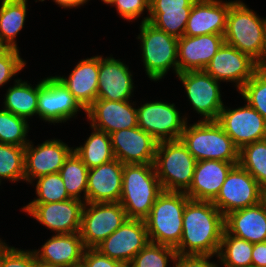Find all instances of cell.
<instances>
[{
	"mask_svg": "<svg viewBox=\"0 0 266 267\" xmlns=\"http://www.w3.org/2000/svg\"><path fill=\"white\" fill-rule=\"evenodd\" d=\"M27 0H2L0 5V48L18 49L15 41L24 27Z\"/></svg>",
	"mask_w": 266,
	"mask_h": 267,
	"instance_id": "f1b7e54d",
	"label": "cell"
},
{
	"mask_svg": "<svg viewBox=\"0 0 266 267\" xmlns=\"http://www.w3.org/2000/svg\"><path fill=\"white\" fill-rule=\"evenodd\" d=\"M114 157L123 164H154L158 141L140 127L110 134Z\"/></svg>",
	"mask_w": 266,
	"mask_h": 267,
	"instance_id": "e0dca14e",
	"label": "cell"
},
{
	"mask_svg": "<svg viewBox=\"0 0 266 267\" xmlns=\"http://www.w3.org/2000/svg\"><path fill=\"white\" fill-rule=\"evenodd\" d=\"M238 163L201 160L196 163L193 179L185 194L191 200L213 201L231 168Z\"/></svg>",
	"mask_w": 266,
	"mask_h": 267,
	"instance_id": "d4e9b609",
	"label": "cell"
},
{
	"mask_svg": "<svg viewBox=\"0 0 266 267\" xmlns=\"http://www.w3.org/2000/svg\"><path fill=\"white\" fill-rule=\"evenodd\" d=\"M234 2H227V0L225 2H222V0H197L191 9L184 35H224L227 14Z\"/></svg>",
	"mask_w": 266,
	"mask_h": 267,
	"instance_id": "7402d4cb",
	"label": "cell"
},
{
	"mask_svg": "<svg viewBox=\"0 0 266 267\" xmlns=\"http://www.w3.org/2000/svg\"><path fill=\"white\" fill-rule=\"evenodd\" d=\"M253 243L224 230L217 258L223 267H252Z\"/></svg>",
	"mask_w": 266,
	"mask_h": 267,
	"instance_id": "d6a6232c",
	"label": "cell"
},
{
	"mask_svg": "<svg viewBox=\"0 0 266 267\" xmlns=\"http://www.w3.org/2000/svg\"><path fill=\"white\" fill-rule=\"evenodd\" d=\"M85 247L79 232L55 234L38 250H33L37 261L62 267L81 264Z\"/></svg>",
	"mask_w": 266,
	"mask_h": 267,
	"instance_id": "484cf974",
	"label": "cell"
},
{
	"mask_svg": "<svg viewBox=\"0 0 266 267\" xmlns=\"http://www.w3.org/2000/svg\"><path fill=\"white\" fill-rule=\"evenodd\" d=\"M45 1V0H39ZM56 4H58L62 8H74L79 7L80 5H84L89 0H53Z\"/></svg>",
	"mask_w": 266,
	"mask_h": 267,
	"instance_id": "bcb514c9",
	"label": "cell"
},
{
	"mask_svg": "<svg viewBox=\"0 0 266 267\" xmlns=\"http://www.w3.org/2000/svg\"><path fill=\"white\" fill-rule=\"evenodd\" d=\"M0 267H37V258L33 250L10 247L3 242L0 246Z\"/></svg>",
	"mask_w": 266,
	"mask_h": 267,
	"instance_id": "ab89813d",
	"label": "cell"
},
{
	"mask_svg": "<svg viewBox=\"0 0 266 267\" xmlns=\"http://www.w3.org/2000/svg\"><path fill=\"white\" fill-rule=\"evenodd\" d=\"M216 122L239 149L266 139V120L248 103L232 110L224 105Z\"/></svg>",
	"mask_w": 266,
	"mask_h": 267,
	"instance_id": "9a60e30c",
	"label": "cell"
},
{
	"mask_svg": "<svg viewBox=\"0 0 266 267\" xmlns=\"http://www.w3.org/2000/svg\"><path fill=\"white\" fill-rule=\"evenodd\" d=\"M257 67L259 70L266 71V36H265L264 49L262 51L260 60L257 62Z\"/></svg>",
	"mask_w": 266,
	"mask_h": 267,
	"instance_id": "7dc6e473",
	"label": "cell"
},
{
	"mask_svg": "<svg viewBox=\"0 0 266 267\" xmlns=\"http://www.w3.org/2000/svg\"><path fill=\"white\" fill-rule=\"evenodd\" d=\"M37 267H62V266L49 265V264L37 261Z\"/></svg>",
	"mask_w": 266,
	"mask_h": 267,
	"instance_id": "681fc988",
	"label": "cell"
},
{
	"mask_svg": "<svg viewBox=\"0 0 266 267\" xmlns=\"http://www.w3.org/2000/svg\"><path fill=\"white\" fill-rule=\"evenodd\" d=\"M72 267H84L82 264L76 265V266H72Z\"/></svg>",
	"mask_w": 266,
	"mask_h": 267,
	"instance_id": "f5cc1de1",
	"label": "cell"
},
{
	"mask_svg": "<svg viewBox=\"0 0 266 267\" xmlns=\"http://www.w3.org/2000/svg\"><path fill=\"white\" fill-rule=\"evenodd\" d=\"M260 203L266 210V186L260 188Z\"/></svg>",
	"mask_w": 266,
	"mask_h": 267,
	"instance_id": "c3c4849f",
	"label": "cell"
},
{
	"mask_svg": "<svg viewBox=\"0 0 266 267\" xmlns=\"http://www.w3.org/2000/svg\"><path fill=\"white\" fill-rule=\"evenodd\" d=\"M88 172V167L82 162L74 150L65 159L63 166L59 170L68 195L71 198L81 200V194L84 192L82 199H84L83 201L85 203Z\"/></svg>",
	"mask_w": 266,
	"mask_h": 267,
	"instance_id": "1f68e13d",
	"label": "cell"
},
{
	"mask_svg": "<svg viewBox=\"0 0 266 267\" xmlns=\"http://www.w3.org/2000/svg\"><path fill=\"white\" fill-rule=\"evenodd\" d=\"M238 164L256 179L260 187L266 186V139L241 147Z\"/></svg>",
	"mask_w": 266,
	"mask_h": 267,
	"instance_id": "836d02e7",
	"label": "cell"
},
{
	"mask_svg": "<svg viewBox=\"0 0 266 267\" xmlns=\"http://www.w3.org/2000/svg\"><path fill=\"white\" fill-rule=\"evenodd\" d=\"M129 70V66L119 59L99 56L97 99L130 100L135 86Z\"/></svg>",
	"mask_w": 266,
	"mask_h": 267,
	"instance_id": "ffe728a7",
	"label": "cell"
},
{
	"mask_svg": "<svg viewBox=\"0 0 266 267\" xmlns=\"http://www.w3.org/2000/svg\"><path fill=\"white\" fill-rule=\"evenodd\" d=\"M150 0H113L110 6L115 5L120 16L128 21L136 20L144 12H149Z\"/></svg>",
	"mask_w": 266,
	"mask_h": 267,
	"instance_id": "b9f144b4",
	"label": "cell"
},
{
	"mask_svg": "<svg viewBox=\"0 0 266 267\" xmlns=\"http://www.w3.org/2000/svg\"><path fill=\"white\" fill-rule=\"evenodd\" d=\"M25 65L18 49L0 48V86L10 81Z\"/></svg>",
	"mask_w": 266,
	"mask_h": 267,
	"instance_id": "60d3db41",
	"label": "cell"
},
{
	"mask_svg": "<svg viewBox=\"0 0 266 267\" xmlns=\"http://www.w3.org/2000/svg\"><path fill=\"white\" fill-rule=\"evenodd\" d=\"M14 81V86L8 88L5 94L3 109L27 120L37 115L38 84L32 87L27 81Z\"/></svg>",
	"mask_w": 266,
	"mask_h": 267,
	"instance_id": "f546056e",
	"label": "cell"
},
{
	"mask_svg": "<svg viewBox=\"0 0 266 267\" xmlns=\"http://www.w3.org/2000/svg\"><path fill=\"white\" fill-rule=\"evenodd\" d=\"M119 267H131L130 264H121Z\"/></svg>",
	"mask_w": 266,
	"mask_h": 267,
	"instance_id": "816d5d0a",
	"label": "cell"
},
{
	"mask_svg": "<svg viewBox=\"0 0 266 267\" xmlns=\"http://www.w3.org/2000/svg\"><path fill=\"white\" fill-rule=\"evenodd\" d=\"M184 85L193 109L203 116L202 121H216L224 107L220 82L205 70H190L176 75Z\"/></svg>",
	"mask_w": 266,
	"mask_h": 267,
	"instance_id": "9c48e42d",
	"label": "cell"
},
{
	"mask_svg": "<svg viewBox=\"0 0 266 267\" xmlns=\"http://www.w3.org/2000/svg\"><path fill=\"white\" fill-rule=\"evenodd\" d=\"M101 1H103L105 4H111L112 2H113V0H101Z\"/></svg>",
	"mask_w": 266,
	"mask_h": 267,
	"instance_id": "f907efd6",
	"label": "cell"
},
{
	"mask_svg": "<svg viewBox=\"0 0 266 267\" xmlns=\"http://www.w3.org/2000/svg\"><path fill=\"white\" fill-rule=\"evenodd\" d=\"M127 219L119 202L84 203L79 234L85 248H96Z\"/></svg>",
	"mask_w": 266,
	"mask_h": 267,
	"instance_id": "ba28073f",
	"label": "cell"
},
{
	"mask_svg": "<svg viewBox=\"0 0 266 267\" xmlns=\"http://www.w3.org/2000/svg\"><path fill=\"white\" fill-rule=\"evenodd\" d=\"M190 198L185 192L163 191L144 219L150 242L176 248L183 233V213Z\"/></svg>",
	"mask_w": 266,
	"mask_h": 267,
	"instance_id": "3957f363",
	"label": "cell"
},
{
	"mask_svg": "<svg viewBox=\"0 0 266 267\" xmlns=\"http://www.w3.org/2000/svg\"><path fill=\"white\" fill-rule=\"evenodd\" d=\"M260 185L256 179L239 164L234 165L212 203L219 211L227 214L258 204Z\"/></svg>",
	"mask_w": 266,
	"mask_h": 267,
	"instance_id": "7c38bea8",
	"label": "cell"
},
{
	"mask_svg": "<svg viewBox=\"0 0 266 267\" xmlns=\"http://www.w3.org/2000/svg\"><path fill=\"white\" fill-rule=\"evenodd\" d=\"M91 129H93V132L85 143L79 147L73 148L88 169L115 159L110 135L94 127H91Z\"/></svg>",
	"mask_w": 266,
	"mask_h": 267,
	"instance_id": "4dcf8cb0",
	"label": "cell"
},
{
	"mask_svg": "<svg viewBox=\"0 0 266 267\" xmlns=\"http://www.w3.org/2000/svg\"><path fill=\"white\" fill-rule=\"evenodd\" d=\"M176 256L174 247L149 242L135 255L130 265L131 267H167L169 259L174 262Z\"/></svg>",
	"mask_w": 266,
	"mask_h": 267,
	"instance_id": "8d00e7d4",
	"label": "cell"
},
{
	"mask_svg": "<svg viewBox=\"0 0 266 267\" xmlns=\"http://www.w3.org/2000/svg\"><path fill=\"white\" fill-rule=\"evenodd\" d=\"M162 192L154 164H124L119 203L127 218L144 220Z\"/></svg>",
	"mask_w": 266,
	"mask_h": 267,
	"instance_id": "7a4b0ae2",
	"label": "cell"
},
{
	"mask_svg": "<svg viewBox=\"0 0 266 267\" xmlns=\"http://www.w3.org/2000/svg\"><path fill=\"white\" fill-rule=\"evenodd\" d=\"M124 164L113 159L89 169L86 203L119 202Z\"/></svg>",
	"mask_w": 266,
	"mask_h": 267,
	"instance_id": "44dd1931",
	"label": "cell"
},
{
	"mask_svg": "<svg viewBox=\"0 0 266 267\" xmlns=\"http://www.w3.org/2000/svg\"><path fill=\"white\" fill-rule=\"evenodd\" d=\"M204 70L217 81L234 82L239 91L259 69L249 55L224 42Z\"/></svg>",
	"mask_w": 266,
	"mask_h": 267,
	"instance_id": "2e32d148",
	"label": "cell"
},
{
	"mask_svg": "<svg viewBox=\"0 0 266 267\" xmlns=\"http://www.w3.org/2000/svg\"><path fill=\"white\" fill-rule=\"evenodd\" d=\"M181 141L198 161L219 160L238 163L239 148L216 121L185 125Z\"/></svg>",
	"mask_w": 266,
	"mask_h": 267,
	"instance_id": "277c9868",
	"label": "cell"
},
{
	"mask_svg": "<svg viewBox=\"0 0 266 267\" xmlns=\"http://www.w3.org/2000/svg\"><path fill=\"white\" fill-rule=\"evenodd\" d=\"M79 110L86 113L56 75L38 82L37 115L40 119L49 123H62L75 117Z\"/></svg>",
	"mask_w": 266,
	"mask_h": 267,
	"instance_id": "30bf717a",
	"label": "cell"
},
{
	"mask_svg": "<svg viewBox=\"0 0 266 267\" xmlns=\"http://www.w3.org/2000/svg\"><path fill=\"white\" fill-rule=\"evenodd\" d=\"M125 101H109L96 99L86 110V115L95 129L111 134L122 129L138 126L137 109Z\"/></svg>",
	"mask_w": 266,
	"mask_h": 267,
	"instance_id": "d6986e66",
	"label": "cell"
},
{
	"mask_svg": "<svg viewBox=\"0 0 266 267\" xmlns=\"http://www.w3.org/2000/svg\"><path fill=\"white\" fill-rule=\"evenodd\" d=\"M196 163L181 139L158 142L154 168L163 191L185 192L191 185Z\"/></svg>",
	"mask_w": 266,
	"mask_h": 267,
	"instance_id": "8992f818",
	"label": "cell"
},
{
	"mask_svg": "<svg viewBox=\"0 0 266 267\" xmlns=\"http://www.w3.org/2000/svg\"><path fill=\"white\" fill-rule=\"evenodd\" d=\"M239 93L266 120V71L258 70Z\"/></svg>",
	"mask_w": 266,
	"mask_h": 267,
	"instance_id": "f35d334b",
	"label": "cell"
},
{
	"mask_svg": "<svg viewBox=\"0 0 266 267\" xmlns=\"http://www.w3.org/2000/svg\"><path fill=\"white\" fill-rule=\"evenodd\" d=\"M84 203L75 198L61 202L28 203L22 211L56 234H71L80 231Z\"/></svg>",
	"mask_w": 266,
	"mask_h": 267,
	"instance_id": "4fadbf2b",
	"label": "cell"
},
{
	"mask_svg": "<svg viewBox=\"0 0 266 267\" xmlns=\"http://www.w3.org/2000/svg\"><path fill=\"white\" fill-rule=\"evenodd\" d=\"M225 230V216L212 201L189 200L183 213V233L177 255L217 256Z\"/></svg>",
	"mask_w": 266,
	"mask_h": 267,
	"instance_id": "6da1fadb",
	"label": "cell"
},
{
	"mask_svg": "<svg viewBox=\"0 0 266 267\" xmlns=\"http://www.w3.org/2000/svg\"><path fill=\"white\" fill-rule=\"evenodd\" d=\"M213 255H177L173 267H219L218 264L210 262ZM209 259V260H208Z\"/></svg>",
	"mask_w": 266,
	"mask_h": 267,
	"instance_id": "ee69618b",
	"label": "cell"
},
{
	"mask_svg": "<svg viewBox=\"0 0 266 267\" xmlns=\"http://www.w3.org/2000/svg\"><path fill=\"white\" fill-rule=\"evenodd\" d=\"M225 230L250 243L266 241V210L258 204L233 211L225 216Z\"/></svg>",
	"mask_w": 266,
	"mask_h": 267,
	"instance_id": "83f0119b",
	"label": "cell"
},
{
	"mask_svg": "<svg viewBox=\"0 0 266 267\" xmlns=\"http://www.w3.org/2000/svg\"><path fill=\"white\" fill-rule=\"evenodd\" d=\"M197 0H150L148 21L156 28L176 38L184 36L187 20Z\"/></svg>",
	"mask_w": 266,
	"mask_h": 267,
	"instance_id": "cb8c5ba5",
	"label": "cell"
},
{
	"mask_svg": "<svg viewBox=\"0 0 266 267\" xmlns=\"http://www.w3.org/2000/svg\"><path fill=\"white\" fill-rule=\"evenodd\" d=\"M224 43V35L206 34L178 38V73L204 70Z\"/></svg>",
	"mask_w": 266,
	"mask_h": 267,
	"instance_id": "603a6c76",
	"label": "cell"
},
{
	"mask_svg": "<svg viewBox=\"0 0 266 267\" xmlns=\"http://www.w3.org/2000/svg\"><path fill=\"white\" fill-rule=\"evenodd\" d=\"M99 55L82 59L68 78L56 76L73 94L79 104L87 110L97 99Z\"/></svg>",
	"mask_w": 266,
	"mask_h": 267,
	"instance_id": "4316f807",
	"label": "cell"
},
{
	"mask_svg": "<svg viewBox=\"0 0 266 267\" xmlns=\"http://www.w3.org/2000/svg\"><path fill=\"white\" fill-rule=\"evenodd\" d=\"M81 264L84 267H119L122 263L102 255L95 248H85Z\"/></svg>",
	"mask_w": 266,
	"mask_h": 267,
	"instance_id": "7bdbcfd3",
	"label": "cell"
},
{
	"mask_svg": "<svg viewBox=\"0 0 266 267\" xmlns=\"http://www.w3.org/2000/svg\"><path fill=\"white\" fill-rule=\"evenodd\" d=\"M73 151L60 139L46 140L34 148L30 141L25 146V181L30 184L38 177L59 173L65 159Z\"/></svg>",
	"mask_w": 266,
	"mask_h": 267,
	"instance_id": "ac0fdd59",
	"label": "cell"
},
{
	"mask_svg": "<svg viewBox=\"0 0 266 267\" xmlns=\"http://www.w3.org/2000/svg\"><path fill=\"white\" fill-rule=\"evenodd\" d=\"M180 115L174 103L148 102L137 108L138 127L158 142L178 140L188 123L186 116Z\"/></svg>",
	"mask_w": 266,
	"mask_h": 267,
	"instance_id": "8fae6325",
	"label": "cell"
},
{
	"mask_svg": "<svg viewBox=\"0 0 266 267\" xmlns=\"http://www.w3.org/2000/svg\"><path fill=\"white\" fill-rule=\"evenodd\" d=\"M148 232L142 219L127 218L125 222L95 249L102 255L130 264L148 243Z\"/></svg>",
	"mask_w": 266,
	"mask_h": 267,
	"instance_id": "5bb4252c",
	"label": "cell"
},
{
	"mask_svg": "<svg viewBox=\"0 0 266 267\" xmlns=\"http://www.w3.org/2000/svg\"><path fill=\"white\" fill-rule=\"evenodd\" d=\"M28 120L14 115L8 110H0V143L25 147L29 132Z\"/></svg>",
	"mask_w": 266,
	"mask_h": 267,
	"instance_id": "d590c367",
	"label": "cell"
},
{
	"mask_svg": "<svg viewBox=\"0 0 266 267\" xmlns=\"http://www.w3.org/2000/svg\"><path fill=\"white\" fill-rule=\"evenodd\" d=\"M25 147L0 143V183L2 179L25 181Z\"/></svg>",
	"mask_w": 266,
	"mask_h": 267,
	"instance_id": "e575fe53",
	"label": "cell"
},
{
	"mask_svg": "<svg viewBox=\"0 0 266 267\" xmlns=\"http://www.w3.org/2000/svg\"><path fill=\"white\" fill-rule=\"evenodd\" d=\"M252 267H266V241L253 244Z\"/></svg>",
	"mask_w": 266,
	"mask_h": 267,
	"instance_id": "f6af8a7d",
	"label": "cell"
},
{
	"mask_svg": "<svg viewBox=\"0 0 266 267\" xmlns=\"http://www.w3.org/2000/svg\"><path fill=\"white\" fill-rule=\"evenodd\" d=\"M35 180L37 181V199H34L30 203L61 202L71 199L59 173L44 175Z\"/></svg>",
	"mask_w": 266,
	"mask_h": 267,
	"instance_id": "74e56055",
	"label": "cell"
},
{
	"mask_svg": "<svg viewBox=\"0 0 266 267\" xmlns=\"http://www.w3.org/2000/svg\"><path fill=\"white\" fill-rule=\"evenodd\" d=\"M266 36V18H260L245 3L236 0L227 14L224 42L260 60Z\"/></svg>",
	"mask_w": 266,
	"mask_h": 267,
	"instance_id": "5b68a950",
	"label": "cell"
},
{
	"mask_svg": "<svg viewBox=\"0 0 266 267\" xmlns=\"http://www.w3.org/2000/svg\"><path fill=\"white\" fill-rule=\"evenodd\" d=\"M142 60L148 78L162 79L172 67L178 74V38L156 28L148 21L140 23Z\"/></svg>",
	"mask_w": 266,
	"mask_h": 267,
	"instance_id": "52a82bcc",
	"label": "cell"
}]
</instances>
